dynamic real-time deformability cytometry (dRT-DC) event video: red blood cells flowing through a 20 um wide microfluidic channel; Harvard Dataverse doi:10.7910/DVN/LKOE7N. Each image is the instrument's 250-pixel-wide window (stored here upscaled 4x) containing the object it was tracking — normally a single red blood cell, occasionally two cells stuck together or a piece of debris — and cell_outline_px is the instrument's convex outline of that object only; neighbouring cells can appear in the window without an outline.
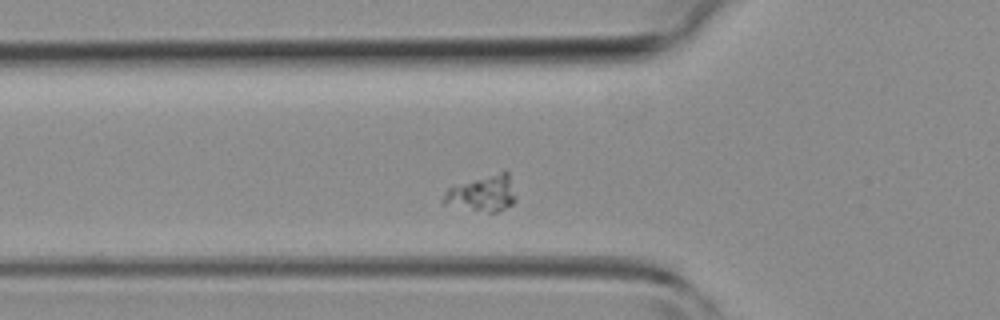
{"species": "common noctule bat (a hibernating species)", "species_latin": "Nyctalus noctula", "temperature_condition": "room temperature", "stored_images_in_passage": 37, "segment_of_instrument_passage": [1, 2], "camera_frame_rate_fps": 3000, "um_per_image_px": 0.085, "animal": {"sex": "female", "body_mass_g": 19.3, "forearm_length_mm": 54.1}, "frame": {"image": 1, "passage_image": 5, "time_ms": 1.333, "image_size_px": [1000, 320], "cell_outline_px": [[516, 200], [512, 204], [496, 212], [488, 212], [444, 204], [440, 200], [444, 192], [448, 188], [504, 168], [508, 172], [516, 196]], "centroid_in_image_um": [41.03, 16.4], "position_along_channel_um": 84.8, "area_um2": 15.37}}
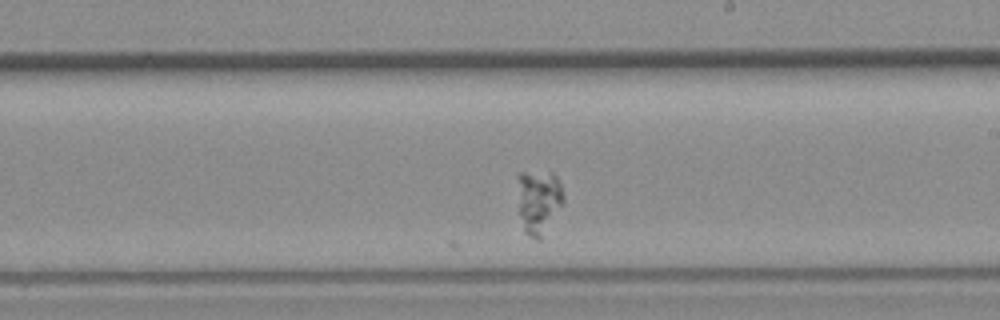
{"frame": {"image": 2, "passage_image": 16, "time_ms": 5.0, "image_size_px": [1000, 320], "cell_outline_px": [[564, 204], [540, 240], [536, 240], [528, 236], [524, 232], [520, 212], [516, 176], [520, 172], [552, 172], [556, 176], [564, 192]], "centroid_in_image_um": [45.8, 17.12], "position_along_channel_um": 243.2, "area_um2": 17.51}}
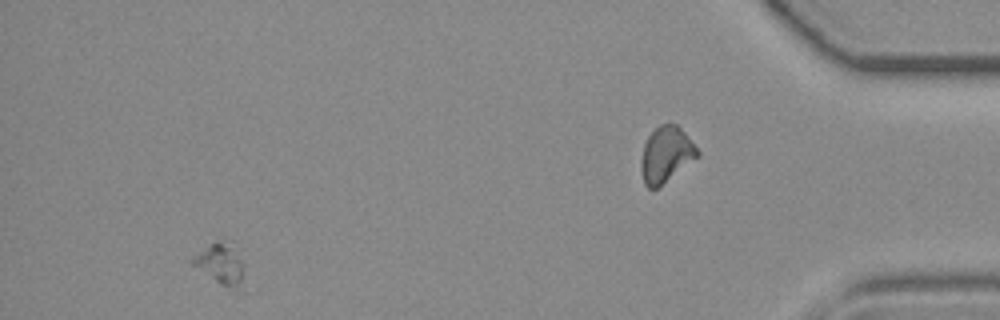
{"frame": {"image": 3, "passage_image": 33, "time_ms": 10.667, "image_size_px": [1000, 320], "cell_outline_px": [[244, 264], [240, 284], [220, 284], [192, 264], [192, 256], [208, 244], [216, 240], [232, 240], [240, 248]], "centroid_in_image_um": [18.77, 22.25], "position_along_channel_um": 416.4, "area_um2": 12.25}}